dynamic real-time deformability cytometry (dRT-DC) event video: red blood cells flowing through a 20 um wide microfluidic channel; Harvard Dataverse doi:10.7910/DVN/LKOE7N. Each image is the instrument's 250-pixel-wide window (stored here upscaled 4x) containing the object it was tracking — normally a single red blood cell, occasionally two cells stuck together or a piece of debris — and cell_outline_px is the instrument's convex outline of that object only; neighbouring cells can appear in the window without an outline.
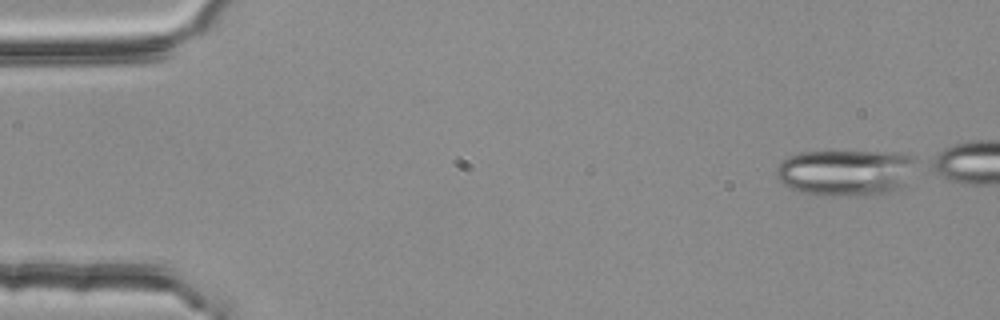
{"species": "common noctule bat (a hibernating species)", "species_latin": "Nyctalus noctula", "temperature_condition": "room temperature", "stored_images_in_passage": 45, "camera_frame_rate_fps": 3000, "um_per_image_px": 0.085, "animal": {"sex": "female", "body_mass_g": 25.1}, "frame": {"image": 1, "passage_image": 1, "time_ms": 0.0, "image_size_px": [1000, 320], "cell_outline_px": [[916, 156], [904, 184], [900, 188], [884, 192], [804, 192], [792, 188], [784, 184], [776, 176], [776, 168], [788, 156], [800, 152], [904, 152]], "centroid_in_image_um": [71.87, 14.57], "position_along_channel_um": 13.1, "area_um2": 35.72}}
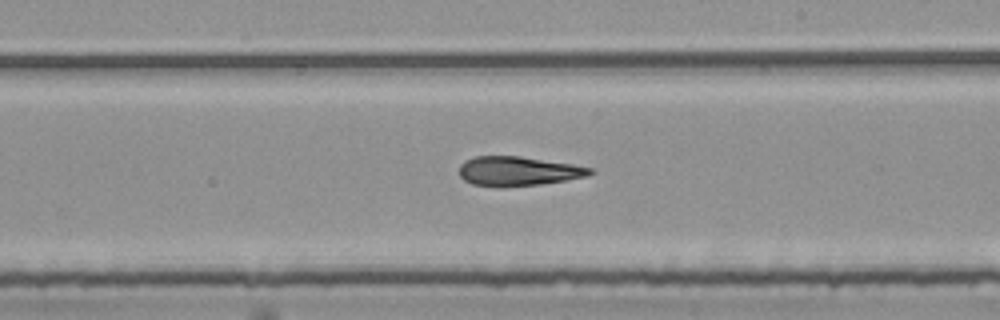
{"frame": {"image": 2, "passage_image": 29, "time_ms": 9.333, "image_size_px": [1000, 320], "cell_outline_px": [[592, 172], [588, 176], [540, 184], [472, 184], [464, 180], [460, 176], [460, 164], [464, 160], [476, 156], [520, 156], [572, 164], [592, 168]], "centroid_in_image_um": [44.04, 14.5], "position_along_channel_um": 245.0, "area_um2": 21.44}}
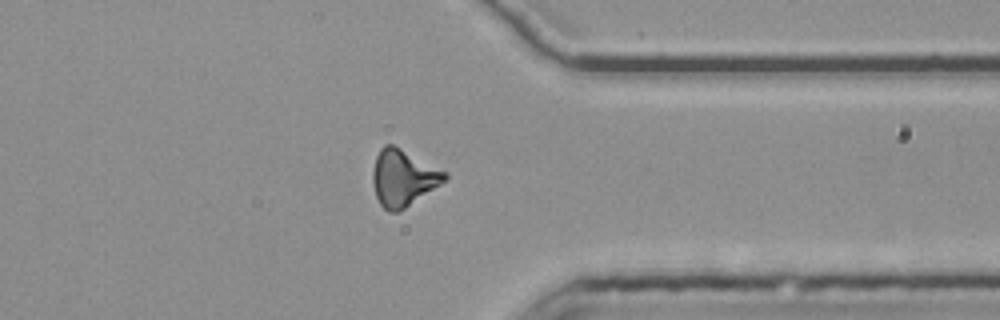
{"frame": {"image": 3, "passage_image": 40, "time_ms": 13.0, "image_size_px": [1000, 320], "cell_outline_px": [[448, 180], [400, 212], [388, 212], [380, 204], [376, 196], [372, 184], [372, 172], [376, 156], [380, 148], [384, 144], [392, 144], [448, 172]], "centroid_in_image_um": [34.28, 15.13], "position_along_channel_um": 377.1, "area_um2": 24.04}}